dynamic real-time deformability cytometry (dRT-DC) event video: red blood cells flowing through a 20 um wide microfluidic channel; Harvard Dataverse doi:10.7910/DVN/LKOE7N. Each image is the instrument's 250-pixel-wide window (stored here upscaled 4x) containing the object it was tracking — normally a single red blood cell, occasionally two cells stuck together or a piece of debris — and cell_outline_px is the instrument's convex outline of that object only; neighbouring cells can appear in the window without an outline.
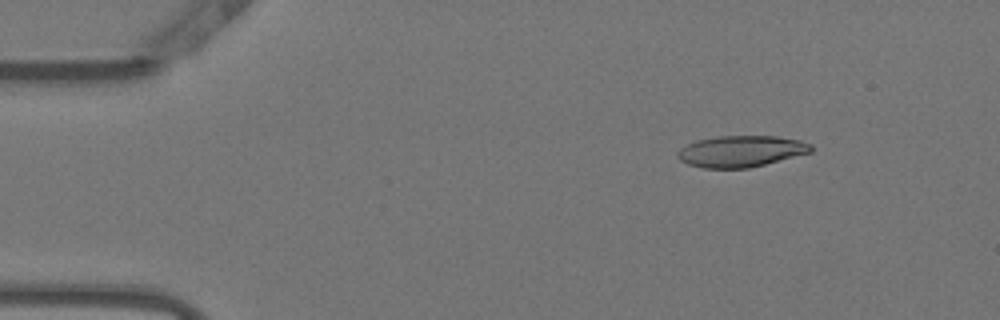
{"species": "Egyptian fruit bat (a non-hibernating species)", "species_latin": "Rousettus aegyptiacus", "temperature_condition": "warm", "stored_images_in_passage": 48, "camera_frame_rate_fps": 3000, "um_per_image_px": 0.085, "animal": {"sex": "female"}, "frame": {"image": 1, "passage_image": 2, "time_ms": 0.333, "image_size_px": [1000, 320], "cell_outline_px": [[812, 152], [748, 168], [704, 168], [688, 164], [680, 160], [676, 156], [676, 152], [680, 148], [696, 140], [716, 136], [776, 136], [800, 140], [812, 144]], "centroid_in_image_um": [62.97, 12.85], "position_along_channel_um": 22.0, "area_um2": 24.39}}
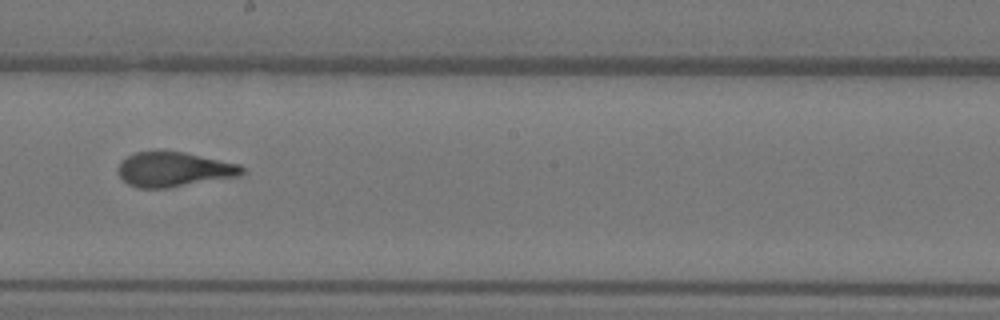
{"frame": {"image": 2, "passage_image": 25, "time_ms": 8.0, "image_size_px": [1000, 320], "cell_outline_px": [[248, 172], [240, 176], [168, 188], [140, 188], [128, 184], [116, 172], [116, 168], [120, 160], [136, 152], [156, 148], [184, 152], [240, 164]], "centroid_in_image_um": [14.76, 14.37], "position_along_channel_um": 233.4, "area_um2": 25.89}}
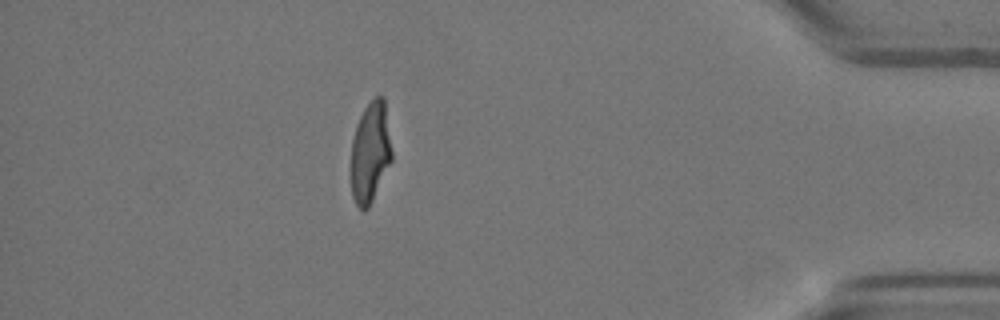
{"frame": {"image": 3, "passage_image": 42, "time_ms": 13.667, "image_size_px": [1000, 320], "cell_outline_px": [[392, 160], [368, 208], [360, 208], [356, 204], [352, 196], [352, 140], [356, 124], [364, 108], [376, 96], [384, 96], [392, 152]], "centroid_in_image_um": [31.49, 12.91], "position_along_channel_um": 403.7, "area_um2": 23.58}, "authors_computed_cell_mechanics": {"area_um2": 25.4031, "velocity_mm_per_s": 3.8103, "shape_relaxation_time_tau1_ms": 6.8261, "shape_relaxation_time_tau2_ms": 1.0587, "deformation_change_tau1": 0.2662, "deformation_change_tau2": 0.0847}}